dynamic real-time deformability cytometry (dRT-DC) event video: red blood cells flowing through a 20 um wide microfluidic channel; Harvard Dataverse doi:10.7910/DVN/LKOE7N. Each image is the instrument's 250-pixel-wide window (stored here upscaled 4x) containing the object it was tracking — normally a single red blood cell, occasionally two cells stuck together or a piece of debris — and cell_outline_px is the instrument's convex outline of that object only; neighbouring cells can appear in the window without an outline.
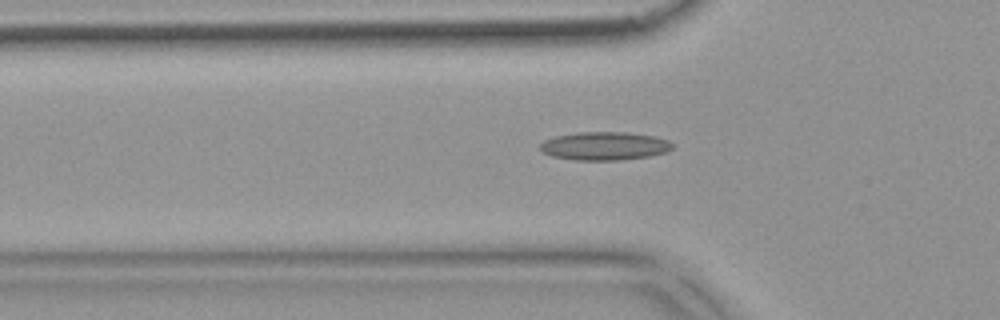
{"species": "common noctule bat (a hibernating species)", "species_latin": "Nyctalus noctula", "temperature_condition": "warm", "stored_images_in_passage": 39, "camera_frame_rate_fps": 3000, "um_per_image_px": 0.085, "animal": {"sex": "female", "body_mass_g": 18.4}, "frame": {"image": 1, "passage_image": 4, "time_ms": 1.0, "image_size_px": [1000, 320], "cell_outline_px": [[676, 144], [668, 152], [648, 156], [620, 160], [576, 160], [552, 156], [544, 152], [540, 148], [540, 144], [544, 140], [556, 136], [580, 132], [628, 132], [656, 136], [668, 140]], "centroid_in_image_um": [51.44, 12.4], "position_along_channel_um": 74.4, "area_um2": 21.91}}
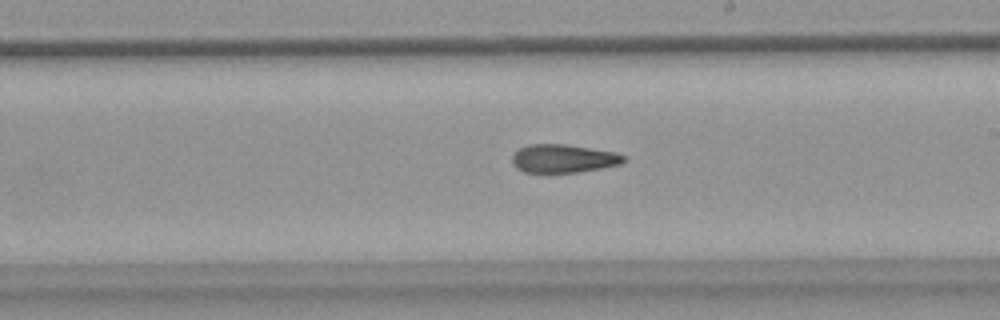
{"frame": {"image": 2, "passage_image": 17, "time_ms": 5.333, "image_size_px": [1000, 320], "cell_outline_px": [[628, 160], [620, 164], [600, 168], [576, 172], [524, 172], [516, 168], [512, 164], [512, 156], [520, 148], [528, 144], [564, 144], [616, 152], [624, 156]], "centroid_in_image_um": [47.88, 13.47], "position_along_channel_um": 241.1, "area_um2": 18.32}}
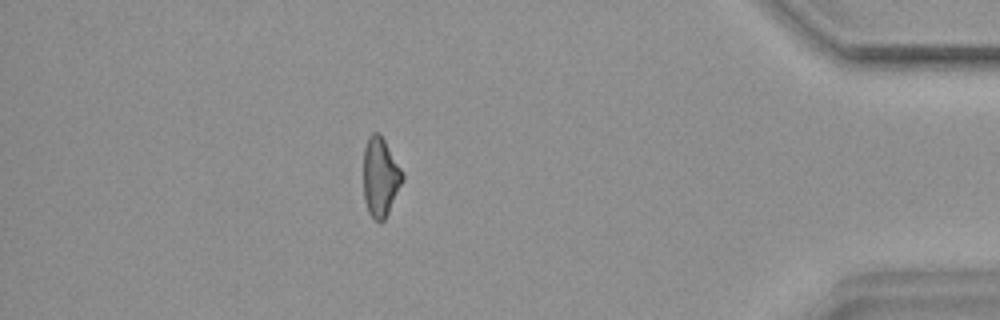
{"frame": {"image": 3, "passage_image": 33, "time_ms": 10.667, "image_size_px": [1000, 320], "cell_outline_px": [[404, 180], [384, 220], [380, 224], [368, 212], [364, 200], [364, 148], [368, 136], [372, 132], [380, 132], [404, 172]], "centroid_in_image_um": [32.34, 15.02], "position_along_channel_um": 402.9, "area_um2": 18.21}, "authors_computed_cell_mechanics": {"area_um2": 18.8428, "velocity_mm_per_s": 3.8502, "shape_relaxation_time_tau1_ms": null, "shape_relaxation_time_tau2_ms": 7.8102, "deformation_change_tau1": null, "deformation_change_tau2": 0.2014}}